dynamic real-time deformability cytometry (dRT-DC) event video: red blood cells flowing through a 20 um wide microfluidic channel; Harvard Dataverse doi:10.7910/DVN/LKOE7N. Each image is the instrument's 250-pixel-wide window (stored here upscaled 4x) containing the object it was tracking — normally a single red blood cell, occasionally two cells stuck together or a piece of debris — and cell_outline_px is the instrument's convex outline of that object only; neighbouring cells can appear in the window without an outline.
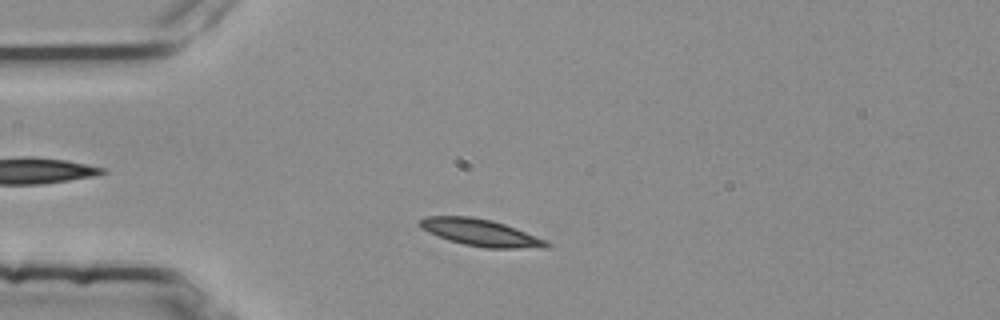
{"species": "common noctule bat (a hibernating species)", "species_latin": "Nyctalus noctula", "temperature_condition": "room temperature", "stored_images_in_passage": 42, "camera_frame_rate_fps": 3000, "um_per_image_px": 0.085, "animal": {"sex": "female", "body_mass_g": 25.1}, "frame": {"image": 1, "passage_image": 7, "time_ms": 2.0, "image_size_px": [1000, 320], "cell_outline_px": [[552, 244], [548, 248], [484, 248], [464, 244], [448, 240], [428, 232], [420, 228], [416, 224], [420, 220], [428, 216], [472, 216], [492, 220], [516, 228], [548, 240]], "centroid_in_image_um": [40.87, 19.77], "position_along_channel_um": 44.1, "area_um2": 20.11}}
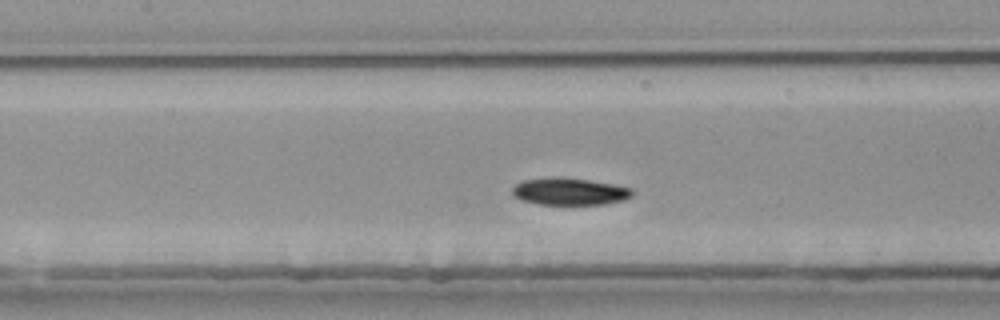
{"frame": {"image": 2, "passage_image": 18, "time_ms": 5.667, "image_size_px": [1000, 320], "cell_outline_px": [[632, 196], [624, 200], [604, 204], [540, 204], [520, 200], [512, 192], [512, 188], [516, 184], [524, 180], [556, 176], [588, 180], [612, 184], [632, 188]], "centroid_in_image_um": [48.41, 16.27], "position_along_channel_um": 159.0, "area_um2": 18.84}, "authors_computed_cell_mechanics": {"area_um2": 19.4497, "velocity_mm_per_s": 3.7178, "shape_relaxation_time_tau1_ms": 3.8653, "shape_relaxation_time_tau2_ms": null, "deformation_change_tau1": 0.1127, "deformation_change_tau2": null}}